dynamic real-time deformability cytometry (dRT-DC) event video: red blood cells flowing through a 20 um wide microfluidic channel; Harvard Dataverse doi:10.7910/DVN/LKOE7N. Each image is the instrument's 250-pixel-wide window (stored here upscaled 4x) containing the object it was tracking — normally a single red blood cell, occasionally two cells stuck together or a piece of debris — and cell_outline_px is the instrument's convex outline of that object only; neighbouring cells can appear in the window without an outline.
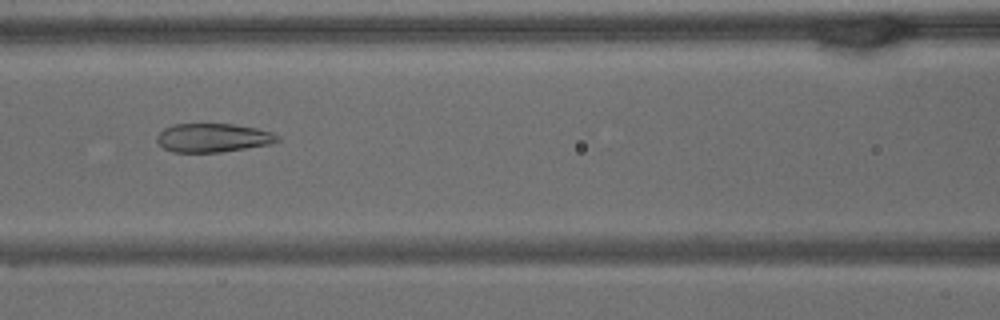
{"species": "common noctule bat (a hibernating species)", "species_latin": "Nyctalus noctula", "temperature_condition": "warm", "stored_images_in_passage": 65, "camera_frame_rate_fps": 3000, "um_per_image_px": 0.085, "animal": {"sex": "male", "body_mass_g": 15.6}, "frame": {"image": 1, "passage_image": 28, "time_ms": 9.0, "image_size_px": [1000, 320], "cell_outline_px": [[280, 140], [268, 144], [220, 152], [172, 152], [164, 148], [156, 140], [156, 136], [164, 128], [172, 124], [232, 124], [256, 128], [272, 132], [280, 136]], "centroid_in_image_um": [18.08, 11.7], "position_along_channel_um": 148.5, "area_um2": 20.06}}
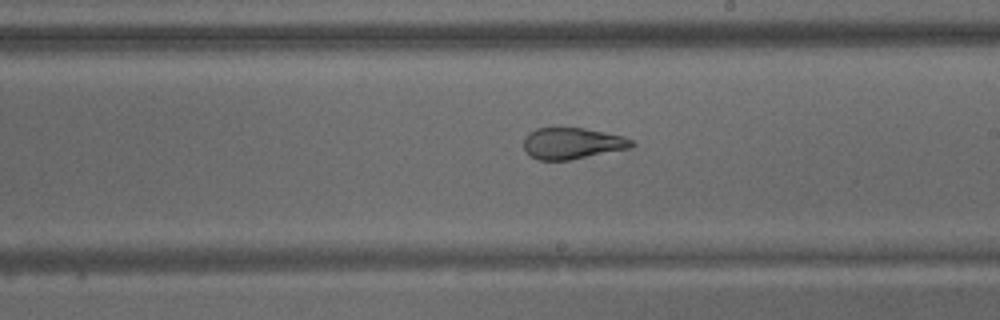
{"frame": {"image": 2, "passage_image": 37, "time_ms": 12.0, "image_size_px": [1000, 320], "cell_outline_px": [[636, 144], [632, 148], [568, 160], [540, 160], [524, 152], [524, 136], [528, 132], [536, 128], [584, 128], [624, 136], [636, 140]], "centroid_in_image_um": [48.67, 12.18], "position_along_channel_um": 240.3, "area_um2": 19.94}}
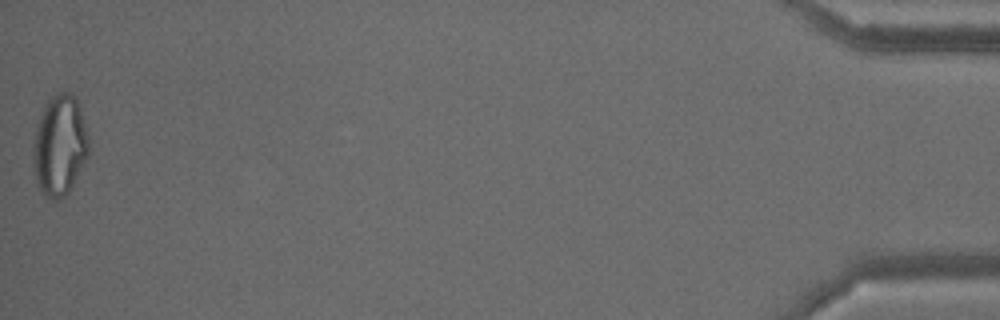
{"frame": {"image": 3, "passage_image": 65, "time_ms": 21.333, "image_size_px": [1000, 320], "cell_outline_px": [[88, 156], [68, 192], [64, 196], [56, 200], [52, 200], [44, 196], [40, 192], [36, 180], [32, 152], [32, 140], [44, 104], [52, 96], [60, 92], [68, 92], [76, 96], [80, 108], [88, 136]], "centroid_in_image_um": [5.05, 12.36], "position_along_channel_um": 430.2, "area_um2": 32.66}, "authors_computed_cell_mechanics": {"area_um2": 26.7036, "velocity_mm_per_s": 3.0768, "shape_relaxation_time_tau1_ms": null, "shape_relaxation_time_tau2_ms": 1.385, "deformation_change_tau1": null, "deformation_change_tau2": 0.0922}}